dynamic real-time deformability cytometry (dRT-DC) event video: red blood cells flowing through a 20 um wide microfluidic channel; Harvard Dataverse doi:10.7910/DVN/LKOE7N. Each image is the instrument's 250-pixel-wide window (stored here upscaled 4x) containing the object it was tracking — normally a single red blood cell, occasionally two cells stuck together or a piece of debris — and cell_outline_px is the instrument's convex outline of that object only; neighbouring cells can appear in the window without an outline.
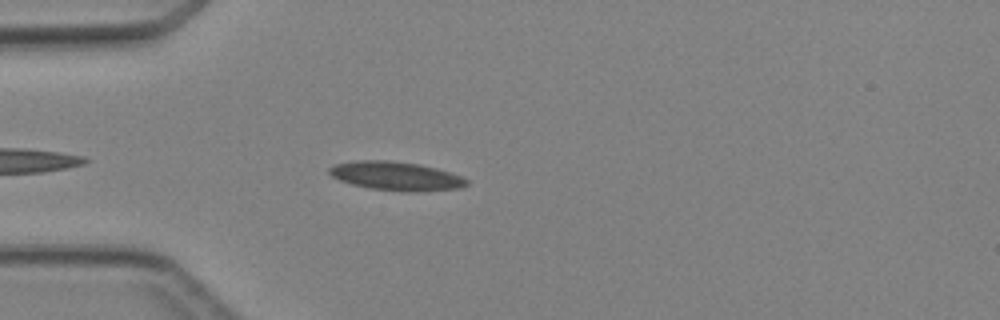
{"species": "Egyptian fruit bat (a non-hibernating species)", "species_latin": "Rousettus aegyptiacus", "temperature_condition": "cold", "stored_images_in_passage": 36, "camera_frame_rate_fps": 3000, "um_per_image_px": 0.085, "animal": {"sex": "female"}, "frame": {"image": 1, "passage_image": 3, "time_ms": 0.667, "image_size_px": [1000, 320], "cell_outline_px": [[468, 184], [460, 188], [412, 192], [372, 188], [352, 184], [340, 180], [332, 176], [328, 172], [328, 168], [336, 164], [356, 160], [388, 160], [420, 164], [436, 168], [460, 176], [468, 180]], "centroid_in_image_um": [33.65, 14.95], "position_along_channel_um": 51.3, "area_um2": 22.77}}
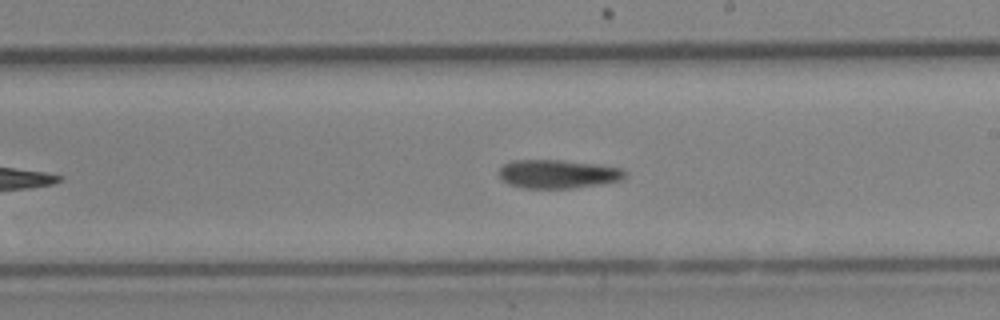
{"frame": {"image": 2, "passage_image": 17, "time_ms": 5.333, "image_size_px": [1000, 320], "cell_outline_px": [[628, 172], [624, 180], [572, 188], [524, 188], [508, 184], [496, 172], [504, 164], [512, 160], [560, 160], [600, 164], [624, 168]], "centroid_in_image_um": [47.47, 14.78], "position_along_channel_um": 241.5, "area_um2": 21.27}}
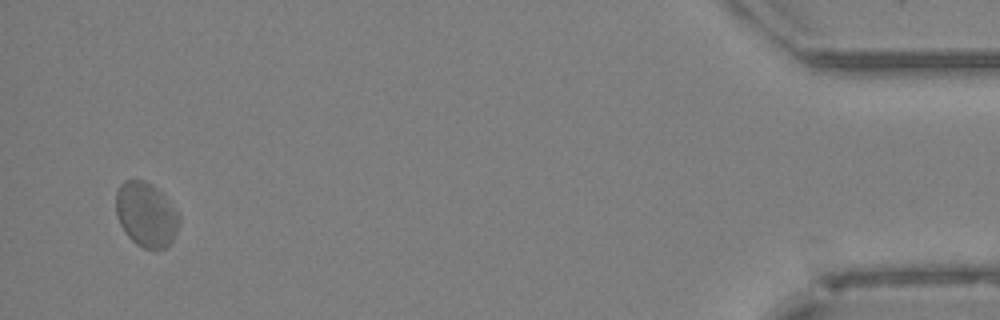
{"frame": {"image": 3, "passage_image": 35, "time_ms": 11.333, "image_size_px": [1000, 320], "cell_outline_px": [[180, 224], [172, 240], [164, 248], [144, 248], [136, 244], [128, 236], [120, 224], [116, 216], [116, 192], [120, 184], [124, 180], [144, 180], [152, 184], [180, 212]], "centroid_in_image_um": [12.43, 18.22], "position_along_channel_um": 422.8, "area_um2": 23.81}}